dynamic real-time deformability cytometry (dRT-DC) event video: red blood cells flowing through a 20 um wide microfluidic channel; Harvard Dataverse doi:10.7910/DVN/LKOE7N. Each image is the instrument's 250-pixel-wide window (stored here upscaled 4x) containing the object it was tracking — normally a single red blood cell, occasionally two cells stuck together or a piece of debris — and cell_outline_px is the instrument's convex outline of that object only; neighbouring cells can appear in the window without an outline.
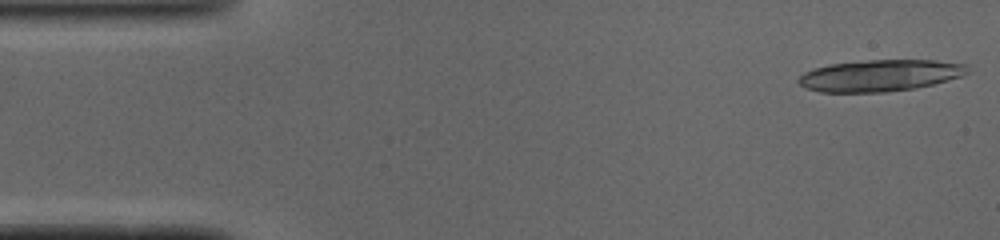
{"species": "common noctule bat (a hibernating species)", "species_latin": "Nyctalus noctula", "temperature_condition": "cold", "stored_images_in_passage": 14, "camera_frame_rate_fps": 3000, "um_per_image_px": 0.085, "animal": {"sex": "male", "body_mass_g": 19.0, "forearm_length_mm": 50.8}, "frame": {"image": 1, "passage_image": 1, "time_ms": 0.0, "image_size_px": [1000, 240], "cell_outline_px": [[968, 72], [960, 76], [932, 84], [912, 88], [884, 92], [820, 92], [808, 88], [800, 84], [796, 80], [804, 72], [812, 68], [828, 64], [868, 60], [936, 60], [964, 64], [968, 68]], "centroid_in_image_um": [74.74, 6.41], "position_along_channel_um": 10.3, "area_um2": 30.87}}